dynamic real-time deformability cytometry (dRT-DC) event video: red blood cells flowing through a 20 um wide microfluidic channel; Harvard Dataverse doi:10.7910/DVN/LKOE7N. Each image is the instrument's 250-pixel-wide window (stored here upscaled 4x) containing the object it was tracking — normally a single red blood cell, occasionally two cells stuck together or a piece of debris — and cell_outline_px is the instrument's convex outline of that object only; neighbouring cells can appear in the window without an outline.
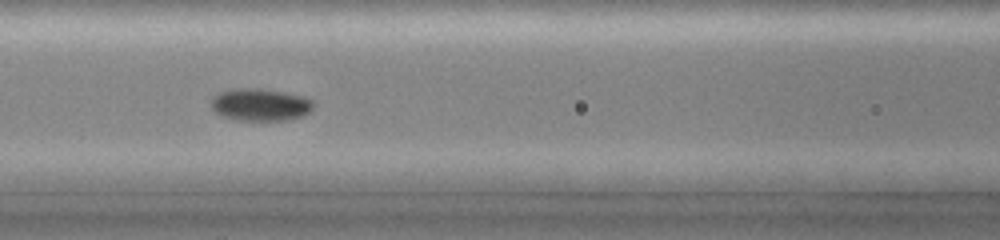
{"species": "common noctule bat (a hibernating species)", "species_latin": "Nyctalus noctula", "temperature_condition": "cold", "stored_images_in_passage": 36, "camera_frame_rate_fps": 3000, "um_per_image_px": 0.085, "animal": {"sex": "female", "body_mass_g": 19.0, "forearm_length_mm": 51.5}, "frame": {"image": 1, "passage_image": 20, "time_ms": 6.333, "image_size_px": [1000, 240], "cell_outline_px": [[316, 104], [304, 116], [288, 120], [236, 120], [224, 116], [216, 112], [212, 108], [212, 96], [220, 92], [236, 88], [260, 88], [304, 96], [312, 100]], "centroid_in_image_um": [22.15, 8.89], "position_along_channel_um": 144.4, "area_um2": 19.31}}